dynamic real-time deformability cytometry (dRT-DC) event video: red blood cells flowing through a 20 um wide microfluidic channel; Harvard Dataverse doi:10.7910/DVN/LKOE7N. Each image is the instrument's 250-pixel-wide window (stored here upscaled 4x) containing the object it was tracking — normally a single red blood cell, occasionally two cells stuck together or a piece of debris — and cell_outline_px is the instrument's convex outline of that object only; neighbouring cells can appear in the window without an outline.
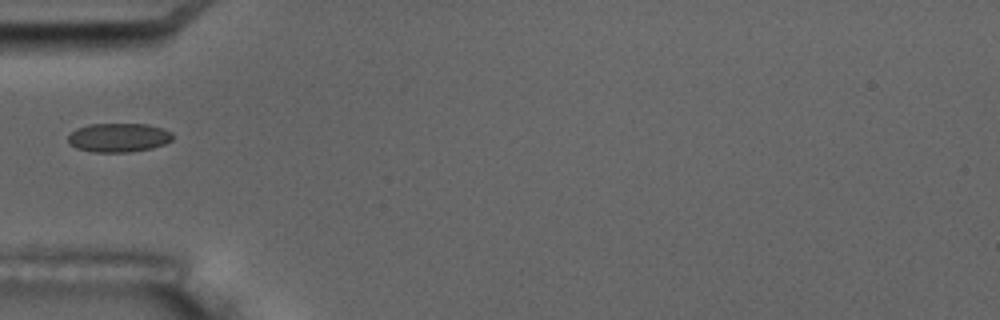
{"species": "common noctule bat (a hibernating species)", "species_latin": "Nyctalus noctula", "temperature_condition": "room temperature", "stored_images_in_passage": 2, "camera_frame_rate_fps": 3000, "um_per_image_px": 0.085, "animal": {"sex": "male", "body_mass_g": 17.5, "forearm_length_mm": 52.3}, "frame": {"image": 1, "passage_image": 2, "time_ms": 1.0, "image_size_px": [1000, 320], "cell_outline_px": [[172, 140], [164, 144], [152, 148], [128, 152], [92, 152], [76, 148], [68, 144], [68, 136], [76, 128], [88, 124], [148, 124], [164, 128], [172, 132]], "centroid_in_image_um": [10.07, 11.69], "position_along_channel_um": 74.9, "area_um2": 17.8}}